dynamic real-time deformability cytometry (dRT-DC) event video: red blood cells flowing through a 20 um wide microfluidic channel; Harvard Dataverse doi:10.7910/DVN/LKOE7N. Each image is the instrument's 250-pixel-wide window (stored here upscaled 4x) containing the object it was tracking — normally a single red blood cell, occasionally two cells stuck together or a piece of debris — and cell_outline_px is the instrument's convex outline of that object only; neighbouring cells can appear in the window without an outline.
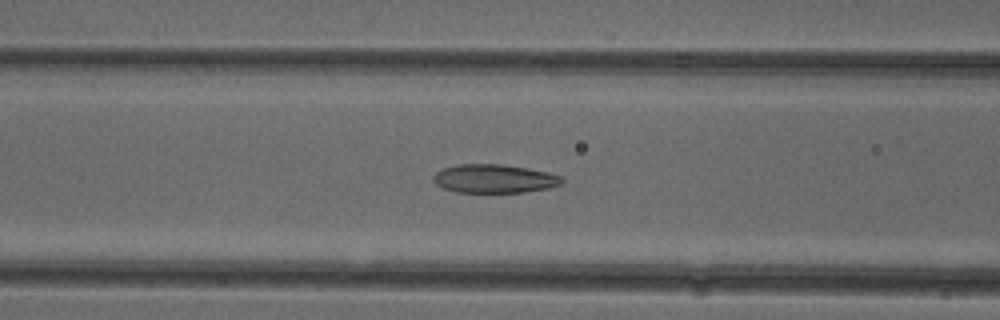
{"species": "common noctule bat (a hibernating species)", "species_latin": "Nyctalus noctula", "temperature_condition": "cold", "stored_images_in_passage": 52, "camera_frame_rate_fps": 3000, "um_per_image_px": 0.085, "animal": {"sex": "female"}, "frame": {"image": 1, "passage_image": 21, "time_ms": 6.667, "image_size_px": [1000, 320], "cell_outline_px": [[564, 180], [560, 184], [548, 188], [524, 192], [456, 192], [444, 188], [436, 184], [432, 180], [432, 176], [436, 172], [444, 168], [460, 164], [500, 164], [548, 172], [564, 176]], "centroid_in_image_um": [42.01, 15.19], "position_along_channel_um": 124.6, "area_um2": 21.33}}
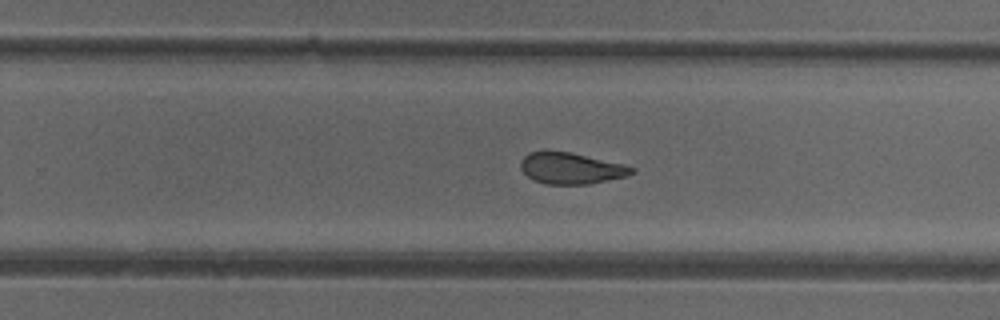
{"frame": {"image": 2, "passage_image": 33, "time_ms": 10.667, "image_size_px": [1000, 320], "cell_outline_px": [[636, 172], [628, 176], [588, 184], [544, 184], [532, 180], [520, 168], [520, 160], [528, 152], [544, 148], [568, 152], [624, 164], [636, 168]], "centroid_in_image_um": [48.49, 14.28], "position_along_channel_um": 281.3, "area_um2": 20.75}}
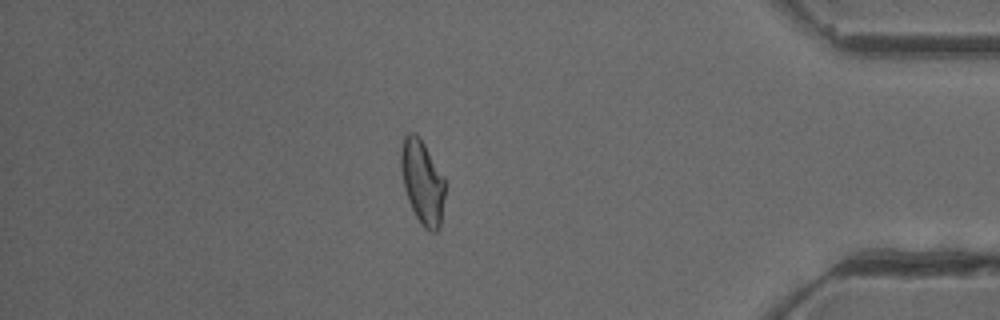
{"frame": {"image": 3, "passage_image": 45, "time_ms": 14.667, "image_size_px": [1000, 320], "cell_outline_px": [[448, 184], [440, 228], [436, 232], [428, 232], [424, 228], [416, 216], [408, 200], [404, 188], [400, 168], [400, 152], [404, 136], [408, 132], [416, 132], [424, 144]], "centroid_in_image_um": [35.93, 15.5], "position_along_channel_um": 399.3, "area_um2": 22.14}, "authors_computed_cell_mechanics": {"area_um2": 22.253, "velocity_mm_per_s": 3.9187, "shape_relaxation_time_tau1_ms": null, "shape_relaxation_time_tau2_ms": 1.483, "deformation_change_tau1": null, "deformation_change_tau2": 0.0809}}